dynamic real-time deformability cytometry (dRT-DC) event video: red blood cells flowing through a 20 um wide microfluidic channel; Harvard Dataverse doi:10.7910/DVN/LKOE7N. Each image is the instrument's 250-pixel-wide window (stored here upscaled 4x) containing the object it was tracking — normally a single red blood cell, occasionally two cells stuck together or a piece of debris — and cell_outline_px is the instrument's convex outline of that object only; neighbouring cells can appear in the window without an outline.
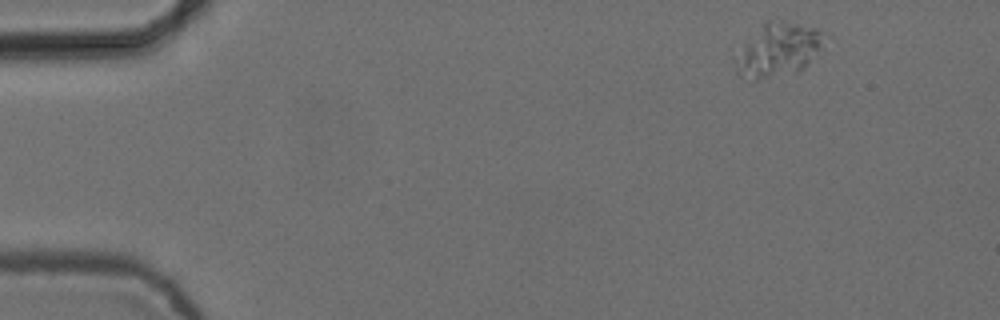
{"species": "common noctule bat (a hibernating species)", "species_latin": "Nyctalus noctula", "temperature_condition": "cold", "stored_images_in_passage": 7, "camera_frame_rate_fps": 3000, "um_per_image_px": 0.085, "animal": {"sex": "female", "body_mass_g": 24.6, "forearm_length_mm": 56.2}, "frame": {"image": 1, "passage_image": 1, "time_ms": 0.0, "image_size_px": [1000, 320], "cell_outline_px": [[832, 36], [824, 48], [800, 72], [756, 80], [740, 76], [736, 72], [732, 56], [768, 20], [800, 24], [816, 28]], "centroid_in_image_um": [66.22, 4.26], "position_along_channel_um": 18.8, "area_um2": 28.32}}
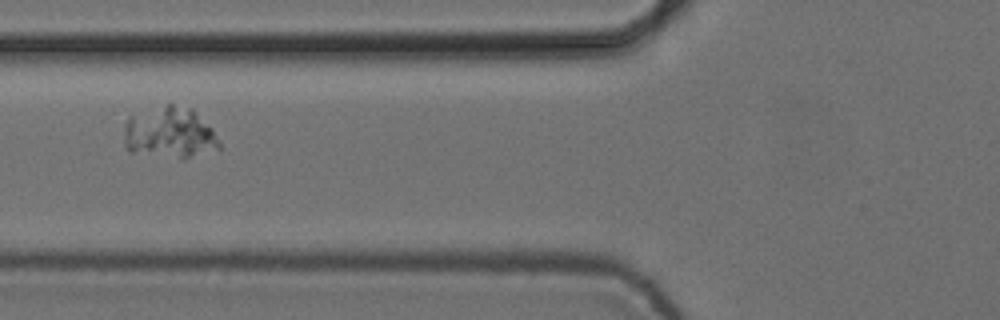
{"frame": {"image": 2, "passage_image": 5, "time_ms": 1.333, "image_size_px": [1000, 320], "cell_outline_px": [[220, 148], [180, 160], [128, 152], [124, 144], [124, 124], [128, 116], [168, 104], [172, 104], [192, 108], [212, 128], [220, 144]], "centroid_in_image_um": [14.38, 11.32], "position_along_channel_um": 111.4, "area_um2": 28.9}}
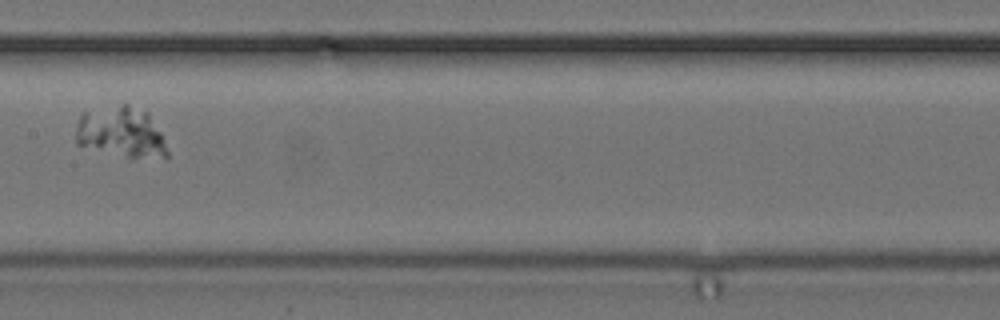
{"frame": {"image": 3, "passage_image": 7, "time_ms": 2.0, "image_size_px": [1000, 320], "cell_outline_px": [[168, 156], [164, 160], [128, 156], [76, 144], [76, 128], [80, 112], [120, 104], [128, 104], [148, 112], [160, 132], [168, 152]], "centroid_in_image_um": [10.31, 11.22], "position_along_channel_um": 197.1, "area_um2": 26.93}}